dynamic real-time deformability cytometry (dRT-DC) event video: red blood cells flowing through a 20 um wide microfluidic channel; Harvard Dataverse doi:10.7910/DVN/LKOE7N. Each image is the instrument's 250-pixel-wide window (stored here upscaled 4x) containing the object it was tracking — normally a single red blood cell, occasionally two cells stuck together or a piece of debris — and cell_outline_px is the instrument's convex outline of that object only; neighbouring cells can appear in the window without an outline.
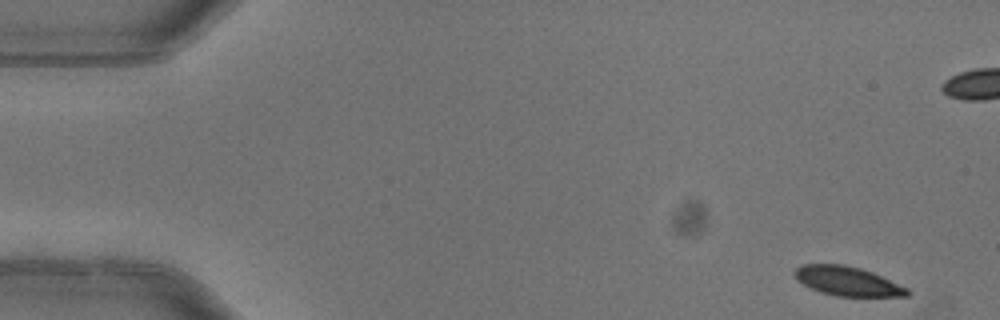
{"species": "common noctule bat (a hibernating species)", "species_latin": "Nyctalus noctula", "temperature_condition": "warm", "stored_images_in_passage": 6, "camera_frame_rate_fps": 3000, "um_per_image_px": 0.085, "animal": {"sex": "female"}, "frame": {"image": 1, "passage_image": 1, "time_ms": 0.0, "image_size_px": [1000, 320], "cell_outline_px": [[912, 292], [908, 296], [836, 296], [820, 292], [796, 280], [792, 272], [800, 264], [844, 264], [860, 268], [872, 272], [908, 288]], "centroid_in_image_um": [72.01, 23.89], "position_along_channel_um": 13.0, "area_um2": 19.25}}
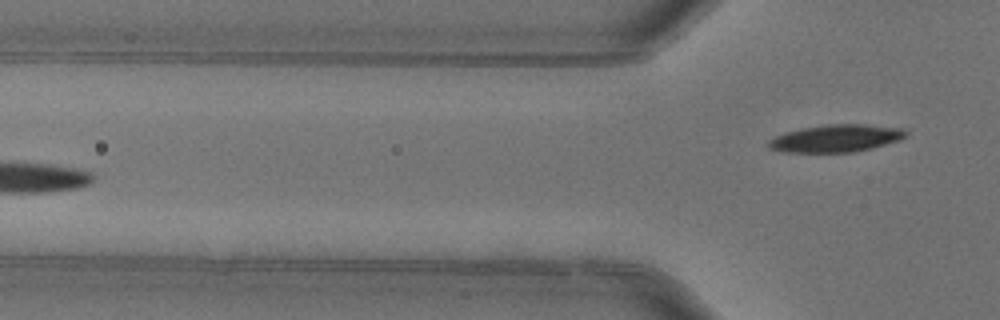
{"frame": {"image": 2, "passage_image": 6, "time_ms": 1.667, "image_size_px": [1000, 320], "cell_outline_px": [[908, 132], [900, 140], [872, 148], [852, 152], [780, 152], [768, 148], [768, 140], [784, 132], [800, 128], [828, 124], [868, 124], [904, 128]], "centroid_in_image_um": [71.05, 11.75], "position_along_channel_um": 54.8, "area_um2": 22.14}}